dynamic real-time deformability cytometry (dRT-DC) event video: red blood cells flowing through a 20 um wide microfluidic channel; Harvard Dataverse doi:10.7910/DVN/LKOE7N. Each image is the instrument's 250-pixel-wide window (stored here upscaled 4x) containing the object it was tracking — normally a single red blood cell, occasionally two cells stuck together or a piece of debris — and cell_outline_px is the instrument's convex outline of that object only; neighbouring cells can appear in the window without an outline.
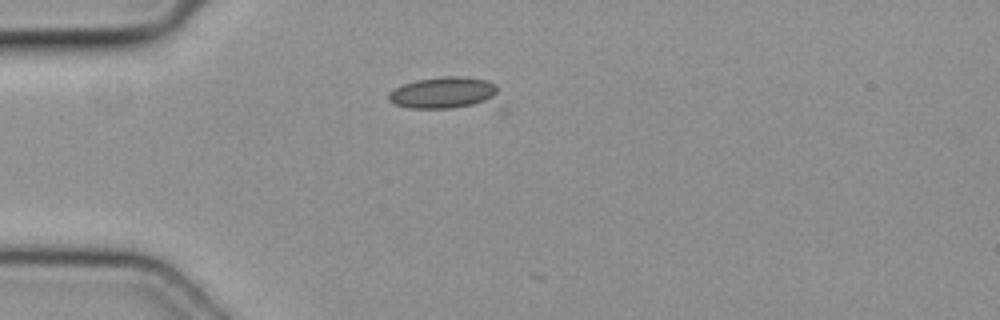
{"species": "common noctule bat (a hibernating species)", "species_latin": "Nyctalus noctula", "temperature_condition": "cold", "stored_images_in_passage": 3, "camera_frame_rate_fps": 3000, "um_per_image_px": 0.085, "animal": {"sex": "female", "body_mass_g": 19.3, "forearm_length_mm": 54.1}, "frame": {"image": 1, "passage_image": 3, "time_ms": 0.667, "image_size_px": [1000, 320], "cell_outline_px": [[508, 112], [500, 112], [408, 108], [396, 104], [388, 100], [388, 92], [404, 84], [416, 80], [440, 76], [464, 76], [488, 80], [496, 84], [508, 108]], "centroid_in_image_um": [38.25, 8.04], "position_along_channel_um": 46.7, "area_um2": 24.1}}